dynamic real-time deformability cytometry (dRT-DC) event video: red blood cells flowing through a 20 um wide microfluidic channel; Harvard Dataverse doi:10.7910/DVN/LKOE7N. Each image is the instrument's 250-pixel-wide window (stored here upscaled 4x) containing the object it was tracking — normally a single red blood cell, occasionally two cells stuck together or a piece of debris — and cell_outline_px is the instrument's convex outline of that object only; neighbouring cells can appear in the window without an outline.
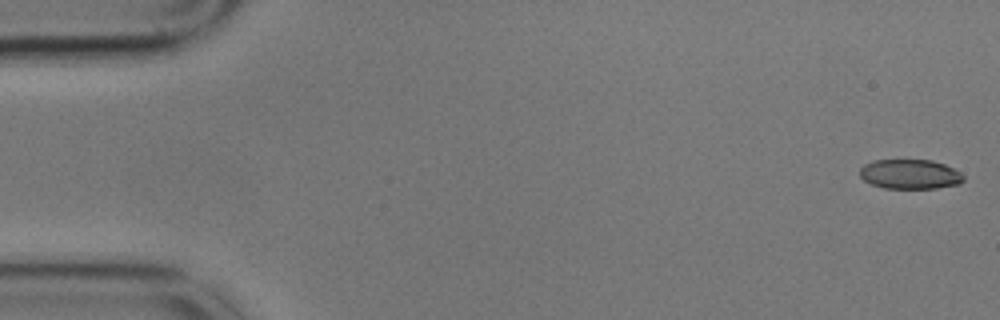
{"species": "common noctule bat (a hibernating species)", "species_latin": "Nyctalus noctula", "temperature_condition": "cold", "stored_images_in_passage": 14, "camera_frame_rate_fps": 3000, "um_per_image_px": 0.085, "animal": {"sex": "male", "body_mass_g": 17.9}, "frame": {"image": 1, "passage_image": 1, "time_ms": 0.0, "image_size_px": [1000, 320], "cell_outline_px": [[964, 180], [960, 184], [936, 188], [884, 188], [872, 184], [864, 180], [860, 176], [860, 168], [864, 164], [872, 160], [932, 160], [944, 164], [960, 172], [964, 176]], "centroid_in_image_um": [77.35, 14.8], "position_along_channel_um": 7.7, "area_um2": 17.92}}